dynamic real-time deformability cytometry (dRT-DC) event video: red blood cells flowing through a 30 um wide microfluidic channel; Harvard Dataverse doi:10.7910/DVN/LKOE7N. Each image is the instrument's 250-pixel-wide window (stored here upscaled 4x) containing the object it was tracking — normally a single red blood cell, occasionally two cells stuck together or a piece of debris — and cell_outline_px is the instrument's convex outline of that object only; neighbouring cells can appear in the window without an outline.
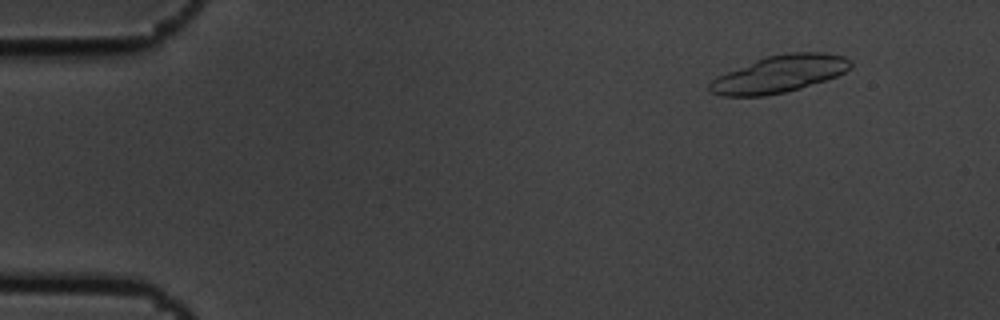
{"species": "common noctule bat (a hibernating species)", "species_latin": "Nyctalus noctula", "temperature_condition": "cold", "stored_images_in_passage": 13, "segment_of_instrument_passage": [1, 2], "camera_frame_rate_fps": 3000, "um_per_image_px": 0.085, "animal": {"sex": "male", "body_mass_g": 19.5, "forearm_length_mm": 54.6}, "frame": {"image": 1, "passage_image": 1, "time_ms": 0.0, "image_size_px": [1000, 320], "cell_outline_px": [[852, 64], [844, 72], [836, 76], [800, 88], [784, 92], [764, 96], [720, 96], [708, 92], [708, 84], [716, 76], [756, 60], [768, 56], [788, 52], [824, 52], [844, 56]], "centroid_in_image_um": [66.19, 6.3], "position_along_channel_um": 18.8, "area_um2": 30.29}}